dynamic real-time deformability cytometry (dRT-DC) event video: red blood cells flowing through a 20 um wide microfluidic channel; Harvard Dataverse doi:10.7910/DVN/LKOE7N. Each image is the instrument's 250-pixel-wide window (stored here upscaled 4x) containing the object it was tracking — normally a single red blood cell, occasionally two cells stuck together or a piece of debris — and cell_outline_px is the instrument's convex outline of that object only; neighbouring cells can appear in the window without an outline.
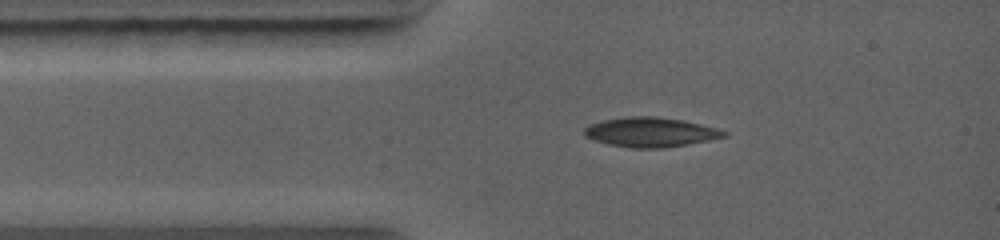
{"species": "common noctule bat (a hibernating species)", "species_latin": "Nyctalus noctula", "temperature_condition": "warm", "stored_images_in_passage": 16, "camera_frame_rate_fps": 5000, "um_per_image_px": 0.085, "animal": {"sex": "female", "body_mass_g": 19.0, "forearm_length_mm": 56.7}, "frame": {"image": 1, "passage_image": 1, "time_ms": 0.0, "image_size_px": [1000, 240], "cell_outline_px": [[728, 136], [688, 144], [664, 148], [632, 148], [608, 144], [584, 136], [584, 128], [588, 124], [604, 120], [628, 116], [656, 116], [684, 120], [720, 128], [728, 132]], "centroid_in_image_um": [55.33, 11.22], "position_along_channel_um": 29.7, "area_um2": 24.28}}
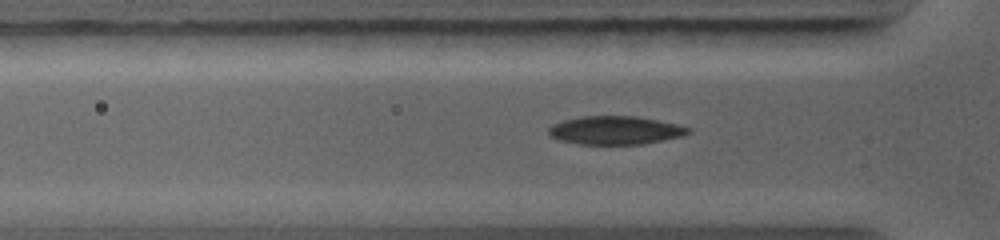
{"frame": {"image": 2, "passage_image": 8, "time_ms": 1.2, "image_size_px": [1000, 240], "cell_outline_px": [[692, 132], [684, 136], [644, 144], [580, 144], [560, 140], [548, 136], [548, 128], [552, 124], [564, 120], [580, 116], [636, 116], [676, 124], [692, 128]], "centroid_in_image_um": [52.31, 11.08], "position_along_channel_um": 73.5, "area_um2": 23.24}}
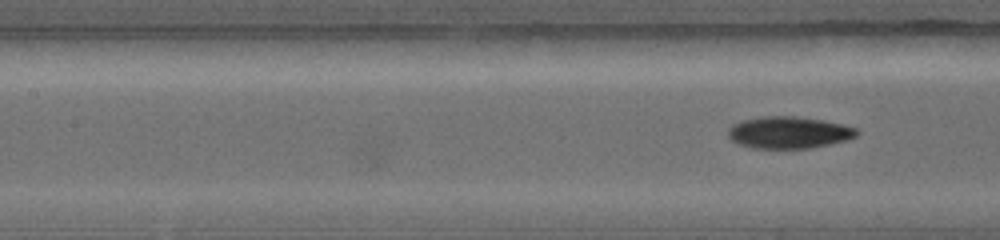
{"frame": {"image": 3, "passage_image": 16, "time_ms": 2.6, "image_size_px": [1000, 240], "cell_outline_px": [[860, 132], [856, 136], [848, 140], [812, 148], [752, 148], [736, 144], [728, 136], [728, 128], [732, 124], [744, 120], [760, 116], [796, 116], [824, 120], [844, 124], [856, 128]], "centroid_in_image_um": [67.06, 11.26], "position_along_channel_um": 140.3, "area_um2": 24.22}}